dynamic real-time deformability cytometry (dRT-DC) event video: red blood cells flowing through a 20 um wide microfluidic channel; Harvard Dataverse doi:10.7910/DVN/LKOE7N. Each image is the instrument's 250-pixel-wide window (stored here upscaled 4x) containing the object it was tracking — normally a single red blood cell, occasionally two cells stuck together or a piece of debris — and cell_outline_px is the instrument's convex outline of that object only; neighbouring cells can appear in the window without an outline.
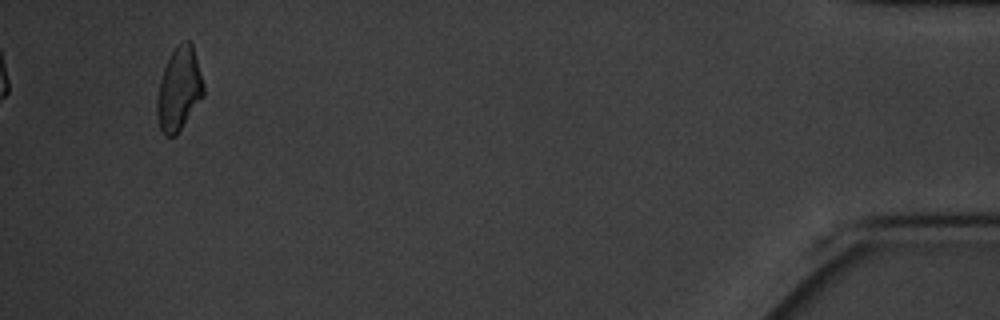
{"species": "common noctule bat (a hibernating species)", "species_latin": "Nyctalus noctula", "temperature_condition": "cold", "stored_images_in_passage": 13, "camera_frame_rate_fps": 3000, "um_per_image_px": 0.085, "animal": {"sex": "male", "body_mass_g": 20.1, "forearm_length_mm": 53.5}, "frame": {"image": 1, "passage_image": 13, "time_ms": 14.667, "image_size_px": [1000, 320], "cell_outline_px": [[204, 96], [176, 136], [164, 136], [160, 128], [156, 116], [156, 100], [160, 80], [164, 68], [172, 52], [184, 40], [188, 40], [192, 44], [204, 84]], "centroid_in_image_um": [15.21, 7.63], "position_along_channel_um": 420.0, "area_um2": 22.48}, "authors_computed_cell_mechanics": {"area_um2": 22.6576, "velocity_mm_per_s": 3.2898, "shape_relaxation_time_tau1_ms": 8.8438, "shape_relaxation_time_tau2_ms": null, "deformation_change_tau1": 0.1501, "deformation_change_tau2": null}}